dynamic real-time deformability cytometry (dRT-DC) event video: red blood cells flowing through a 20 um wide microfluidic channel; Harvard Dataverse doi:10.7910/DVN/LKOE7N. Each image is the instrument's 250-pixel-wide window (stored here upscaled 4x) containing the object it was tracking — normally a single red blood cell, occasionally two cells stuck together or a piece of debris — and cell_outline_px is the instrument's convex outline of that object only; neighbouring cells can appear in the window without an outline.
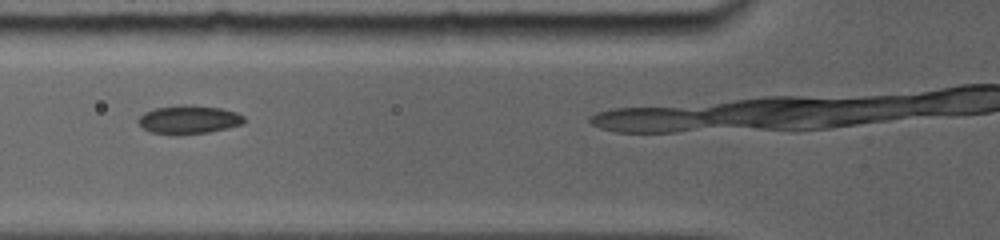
{"species": "common noctule bat (a hibernating species)", "species_latin": "Nyctalus noctula", "temperature_condition": "room temperature", "stored_images_in_passage": 5, "camera_frame_rate_fps": 5000, "um_per_image_px": 0.085, "animal": {"sex": "female", "body_mass_g": 19.0, "forearm_length_mm": 56.7}, "frame": {"image": 1, "passage_image": 2, "time_ms": 1.2, "image_size_px": [1000, 240], "cell_outline_px": [[244, 124], [228, 128], [208, 132], [176, 136], [152, 132], [144, 128], [136, 120], [144, 112], [156, 108], [188, 104], [192, 104], [220, 108], [236, 112], [244, 116]], "centroid_in_image_um": [16.06, 10.17], "position_along_channel_um": 109.7, "area_um2": 17.74}}